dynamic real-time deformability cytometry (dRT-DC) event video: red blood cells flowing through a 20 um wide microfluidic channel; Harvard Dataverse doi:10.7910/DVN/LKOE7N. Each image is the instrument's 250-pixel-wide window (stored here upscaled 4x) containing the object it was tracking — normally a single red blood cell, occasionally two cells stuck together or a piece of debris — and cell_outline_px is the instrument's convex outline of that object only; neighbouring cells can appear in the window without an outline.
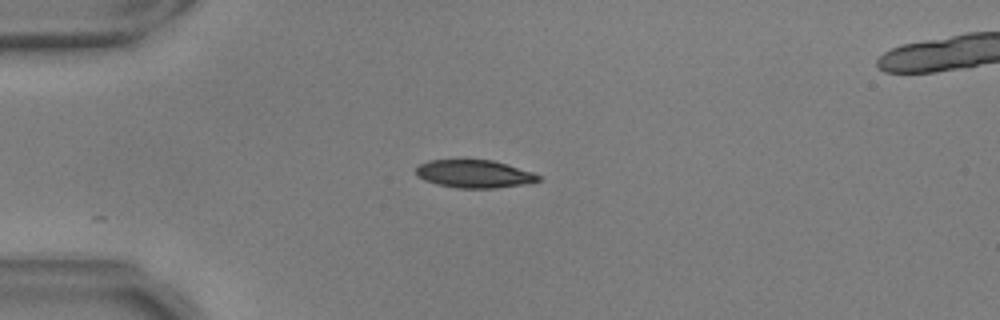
{"species": "common noctule bat (a hibernating species)", "species_latin": "Nyctalus noctula", "temperature_condition": "warm", "stored_images_in_passage": 17, "camera_frame_rate_fps": 3000, "um_per_image_px": 0.085, "animal": {"sex": "male", "body_mass_g": 17.9, "forearm_length_mm": 54.2}, "frame": {"image": 1, "passage_image": 1, "time_ms": 0.0, "image_size_px": [1000, 320], "cell_outline_px": [[540, 180], [524, 184], [496, 188], [456, 188], [436, 184], [424, 180], [416, 176], [416, 168], [420, 164], [428, 160], [492, 160], [532, 172], [540, 176]], "centroid_in_image_um": [40.27, 14.79], "position_along_channel_um": 44.7, "area_um2": 19.77}}